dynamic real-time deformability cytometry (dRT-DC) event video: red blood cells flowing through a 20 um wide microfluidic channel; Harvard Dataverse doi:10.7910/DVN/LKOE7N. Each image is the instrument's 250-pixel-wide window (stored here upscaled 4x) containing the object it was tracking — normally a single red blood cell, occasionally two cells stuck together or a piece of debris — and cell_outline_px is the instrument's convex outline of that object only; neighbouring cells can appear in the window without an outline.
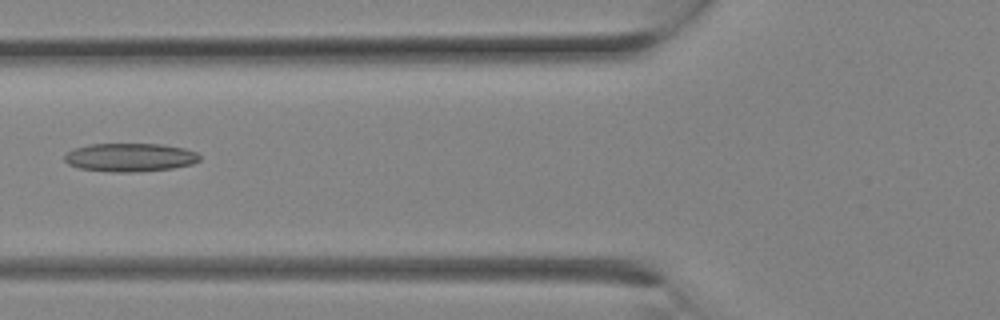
{"species": "Egyptian fruit bat (a non-hibernating species)", "species_latin": "Rousettus aegyptiacus", "temperature_condition": "room temperature", "stored_images_in_passage": 7, "camera_frame_rate_fps": 3000, "um_per_image_px": 0.085, "animal": {"sex": "female"}, "frame": {"image": 1, "passage_image": 6, "time_ms": 1.667, "image_size_px": [1000, 320], "cell_outline_px": [[200, 160], [192, 164], [172, 168], [136, 172], [112, 172], [80, 168], [68, 164], [64, 160], [64, 156], [72, 148], [88, 144], [160, 144], [184, 148], [196, 152], [200, 156]], "centroid_in_image_um": [11.03, 13.37], "position_along_channel_um": 114.8, "area_um2": 22.43}}